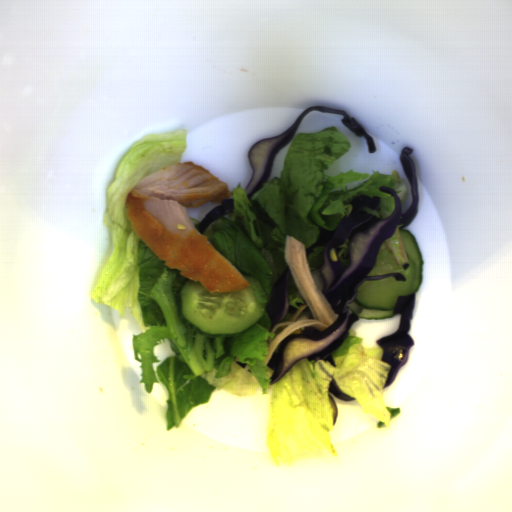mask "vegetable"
I'll use <instances>...</instances> for the list:
<instances>
[{
    "instance_id": "ea0f7189",
    "label": "vegetable",
    "mask_w": 512,
    "mask_h": 512,
    "mask_svg": "<svg viewBox=\"0 0 512 512\" xmlns=\"http://www.w3.org/2000/svg\"><path fill=\"white\" fill-rule=\"evenodd\" d=\"M351 145L336 125L317 133L299 132L280 176L263 182L250 198L242 182L237 183L227 198L232 199L233 213L219 217L202 234L242 276L258 279L263 290L252 288L257 302L270 303L274 285L289 267L286 235L307 249L319 241L320 228L336 230L352 214L350 203L357 196L380 198L381 211L368 206L361 210L376 218H388L395 211V196L380 191L388 187L396 192L394 175L352 169L337 176L325 173Z\"/></svg>"
},
{
    "instance_id": "add77e79",
    "label": "vegetable",
    "mask_w": 512,
    "mask_h": 512,
    "mask_svg": "<svg viewBox=\"0 0 512 512\" xmlns=\"http://www.w3.org/2000/svg\"><path fill=\"white\" fill-rule=\"evenodd\" d=\"M187 135L181 128L144 134L122 155L105 197L103 220L111 253L91 297L136 323L139 331L131 344L140 366L139 383L147 394L156 384L165 387L167 433L196 407L209 404L215 392L250 398L261 393L268 399L266 446L276 466L337 457L330 382L374 416L376 428H386L401 414L400 407H387L383 400L392 365L383 361L382 347H365L350 328L331 354L336 366L305 357L270 385L273 370L265 361L269 340L276 335L266 309L246 332L216 338L200 336L182 317L178 294L190 279L166 266L144 242L132 226L126 201L142 179L180 163Z\"/></svg>"
},
{
    "instance_id": "f1789d4c",
    "label": "vegetable",
    "mask_w": 512,
    "mask_h": 512,
    "mask_svg": "<svg viewBox=\"0 0 512 512\" xmlns=\"http://www.w3.org/2000/svg\"><path fill=\"white\" fill-rule=\"evenodd\" d=\"M348 243H349V238L346 237L345 242L338 245V249H340V251H338V258L340 259L344 269H347L350 264V259L348 258V256H349ZM344 256L346 258H344Z\"/></svg>"
},
{
    "instance_id": "f7b5029e",
    "label": "vegetable",
    "mask_w": 512,
    "mask_h": 512,
    "mask_svg": "<svg viewBox=\"0 0 512 512\" xmlns=\"http://www.w3.org/2000/svg\"><path fill=\"white\" fill-rule=\"evenodd\" d=\"M286 294L288 301V309L286 316L281 321H291L294 315L297 313V311L300 310L301 307L299 305H307L296 285L291 269L287 281ZM281 321H279V323Z\"/></svg>"
},
{
    "instance_id": "96ceb2fe",
    "label": "vegetable",
    "mask_w": 512,
    "mask_h": 512,
    "mask_svg": "<svg viewBox=\"0 0 512 512\" xmlns=\"http://www.w3.org/2000/svg\"><path fill=\"white\" fill-rule=\"evenodd\" d=\"M328 241L315 247L311 253L306 256L311 273L322 267L324 263V251Z\"/></svg>"
}]
</instances>
